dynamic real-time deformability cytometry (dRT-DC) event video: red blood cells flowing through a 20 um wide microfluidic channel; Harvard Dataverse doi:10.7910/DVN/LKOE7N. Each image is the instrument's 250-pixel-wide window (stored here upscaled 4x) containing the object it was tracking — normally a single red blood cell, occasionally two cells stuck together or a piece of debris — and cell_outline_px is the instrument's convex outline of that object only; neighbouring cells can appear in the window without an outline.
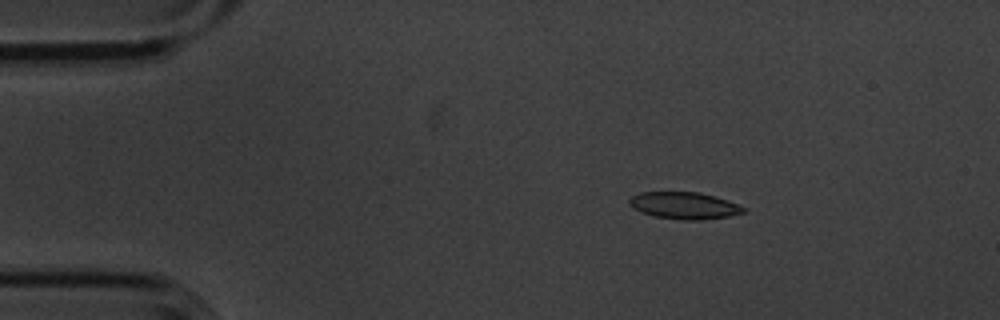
{"species": "common noctule bat (a hibernating species)", "species_latin": "Nyctalus noctula", "temperature_condition": "cold", "stored_images_in_passage": 5, "camera_frame_rate_fps": 3000, "um_per_image_px": 0.085, "animal": {"sex": "male", "body_mass_g": 20.1, "forearm_length_mm": 53.5}, "frame": {"image": 1, "passage_image": 3, "time_ms": 0.667, "image_size_px": [1000, 320], "cell_outline_px": [[744, 212], [728, 216], [700, 220], [688, 220], [652, 216], [628, 204], [628, 200], [632, 196], [640, 192], [700, 192], [716, 196], [728, 200], [744, 208]], "centroid_in_image_um": [58.15, 17.46], "position_along_channel_um": 26.8, "area_um2": 17.69}}
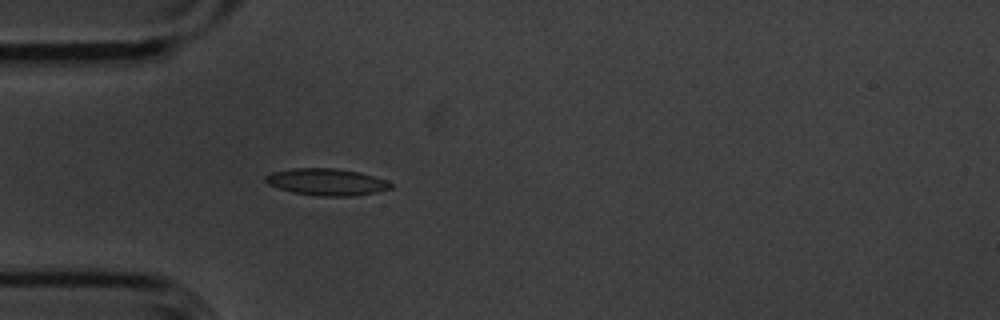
{"frame": {"image": 2, "passage_image": 5, "time_ms": 1.333, "image_size_px": [1000, 320], "cell_outline_px": [[392, 188], [376, 192], [352, 196], [320, 196], [292, 192], [268, 184], [264, 180], [264, 176], [272, 172], [292, 168], [336, 168], [360, 172], [384, 180], [392, 184]], "centroid_in_image_um": [27.73, 15.46], "position_along_channel_um": 57.3, "area_um2": 19.48}}